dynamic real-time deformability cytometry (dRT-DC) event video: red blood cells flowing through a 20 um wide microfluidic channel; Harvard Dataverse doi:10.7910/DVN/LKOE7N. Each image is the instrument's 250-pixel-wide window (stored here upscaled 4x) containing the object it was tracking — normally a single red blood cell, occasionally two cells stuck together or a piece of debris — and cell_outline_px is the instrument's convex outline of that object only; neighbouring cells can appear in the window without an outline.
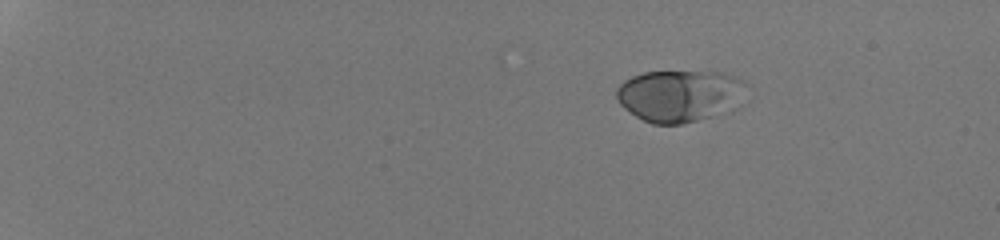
{"species": "human", "species_latin": "Homo sapiens", "temperature_condition": "room temperature", "stored_images_in_passage": 44, "camera_frame_rate_fps": 3000, "um_per_image_px": 0.085, "donor": {"sex": "male"}, "frame": {"image": 1, "passage_image": 1, "time_ms": 0.0, "image_size_px": [1000, 240], "cell_outline_px": [[748, 84], [736, 108], [732, 112], [684, 124], [652, 124], [636, 116], [624, 108], [620, 104], [616, 96], [616, 88], [624, 80], [632, 76], [644, 72], [720, 72], [736, 76]], "centroid_in_image_um": [57.81, 8.15], "position_along_channel_um": 27.2, "area_um2": 39.82}}
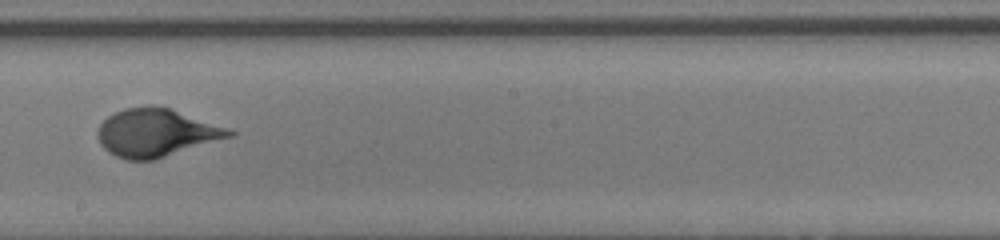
{"frame": {"image": 2, "passage_image": 26, "time_ms": 8.333, "image_size_px": [1000, 240], "cell_outline_px": [[236, 136], [156, 160], [128, 160], [116, 156], [108, 152], [100, 144], [96, 132], [100, 124], [108, 116], [124, 108], [168, 108], [236, 132]], "centroid_in_image_um": [13.27, 11.34], "position_along_channel_um": 234.9, "area_um2": 36.18}}
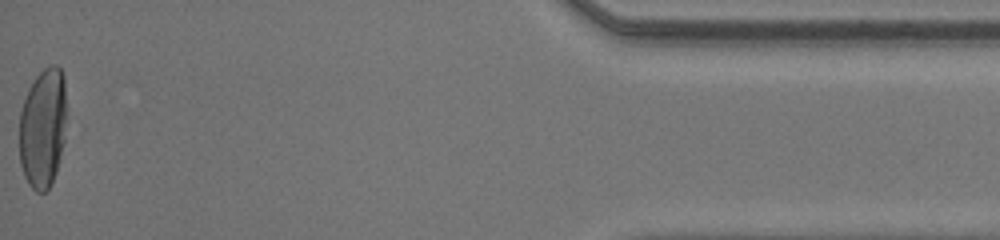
{"frame": {"image": 3, "passage_image": 44, "time_ms": 14.333, "image_size_px": [1000, 240], "cell_outline_px": [[64, 140], [56, 172], [48, 188], [44, 192], [36, 192], [28, 184], [24, 176], [20, 164], [20, 112], [28, 88], [36, 76], [44, 68], [52, 64], [56, 64], [60, 68], [64, 76]], "centroid_in_image_um": [3.62, 10.88], "position_along_channel_um": 431.6, "area_um2": 32.66}, "authors_computed_cell_mechanics": {"area_um2": 35.258, "velocity_mm_per_s": 4.3004, "shape_relaxation_time_tau1_ms": 4.9312, "shape_relaxation_time_tau2_ms": null, "deformation_change_tau1": 0.2261, "deformation_change_tau2": null}}